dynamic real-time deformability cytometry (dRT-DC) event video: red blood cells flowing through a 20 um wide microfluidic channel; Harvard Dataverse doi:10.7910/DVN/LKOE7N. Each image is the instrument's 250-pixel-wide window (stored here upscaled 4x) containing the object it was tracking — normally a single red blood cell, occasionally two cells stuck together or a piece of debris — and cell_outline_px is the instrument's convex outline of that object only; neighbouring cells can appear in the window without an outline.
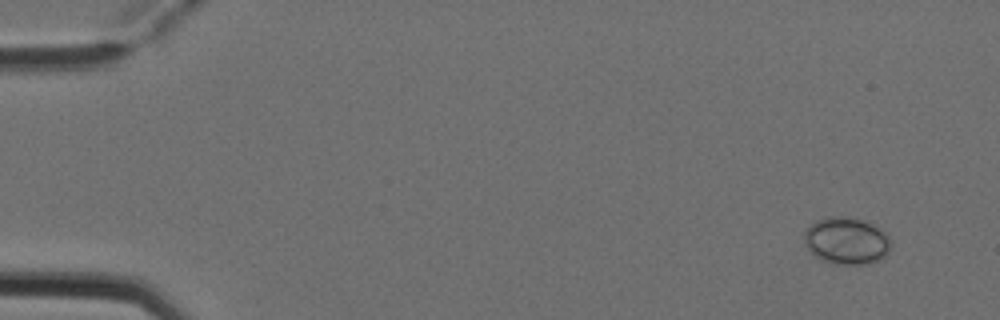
{"species": "Egyptian fruit bat (a non-hibernating species)", "species_latin": "Rousettus aegyptiacus", "temperature_condition": "cold", "stored_images_in_passage": 5, "camera_frame_rate_fps": 3000, "um_per_image_px": 0.085, "animal": {"sex": "female"}, "frame": {"image": 1, "passage_image": 1, "time_ms": 0.0, "image_size_px": [1000, 320], "cell_outline_px": [[892, 244], [888, 252], [880, 260], [868, 264], [836, 264], [820, 260], [804, 244], [804, 232], [816, 220], [824, 216], [844, 216], [864, 220], [880, 228], [888, 236]], "centroid_in_image_um": [71.96, 20.46], "position_along_channel_um": 13.0, "area_um2": 23.99}}
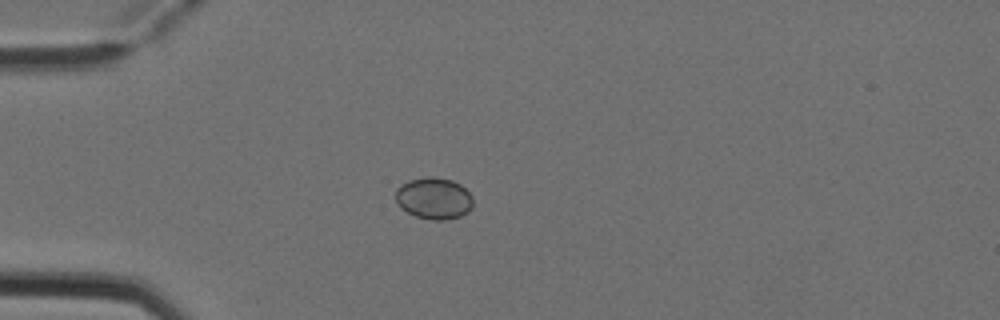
{"frame": {"image": 2, "passage_image": 4, "time_ms": 1.0, "image_size_px": [1000, 320], "cell_outline_px": [[472, 208], [468, 212], [460, 216], [444, 220], [432, 220], [416, 216], [400, 208], [396, 200], [396, 188], [400, 184], [408, 180], [428, 176], [432, 176], [452, 180], [460, 184], [472, 196]], "centroid_in_image_um": [36.87, 16.85], "position_along_channel_um": 48.1, "area_um2": 18.9}}